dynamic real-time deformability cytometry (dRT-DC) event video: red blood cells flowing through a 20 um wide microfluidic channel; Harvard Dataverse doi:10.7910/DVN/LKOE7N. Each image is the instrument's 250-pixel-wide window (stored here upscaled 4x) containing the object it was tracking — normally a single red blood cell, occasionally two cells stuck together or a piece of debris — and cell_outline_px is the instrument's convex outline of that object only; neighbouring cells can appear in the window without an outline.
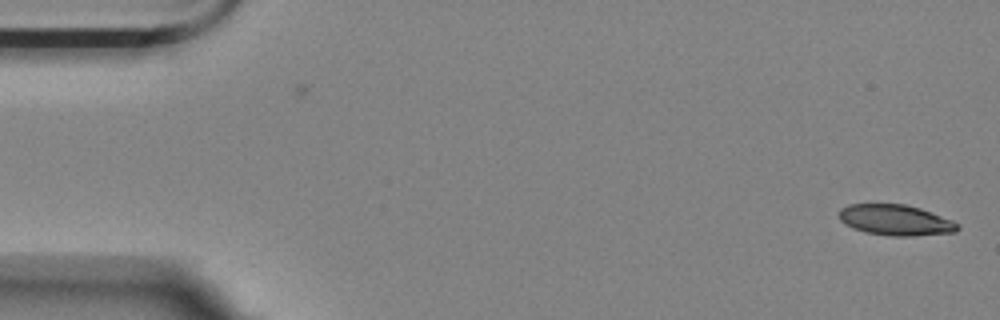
{"species": "Egyptian fruit bat (a non-hibernating species)", "species_latin": "Rousettus aegyptiacus", "temperature_condition": "room temperature", "stored_images_in_passage": 11, "camera_frame_rate_fps": 3000, "um_per_image_px": 0.085, "animal": {"sex": "female"}, "frame": {"image": 1, "passage_image": 1, "time_ms": 0.0, "image_size_px": [1000, 320], "cell_outline_px": [[960, 228], [956, 232], [912, 236], [892, 236], [864, 232], [852, 228], [844, 224], [840, 220], [840, 208], [848, 204], [908, 204], [932, 212], [952, 220], [960, 224]], "centroid_in_image_um": [76.13, 18.7], "position_along_channel_um": 8.9, "area_um2": 21.44}}